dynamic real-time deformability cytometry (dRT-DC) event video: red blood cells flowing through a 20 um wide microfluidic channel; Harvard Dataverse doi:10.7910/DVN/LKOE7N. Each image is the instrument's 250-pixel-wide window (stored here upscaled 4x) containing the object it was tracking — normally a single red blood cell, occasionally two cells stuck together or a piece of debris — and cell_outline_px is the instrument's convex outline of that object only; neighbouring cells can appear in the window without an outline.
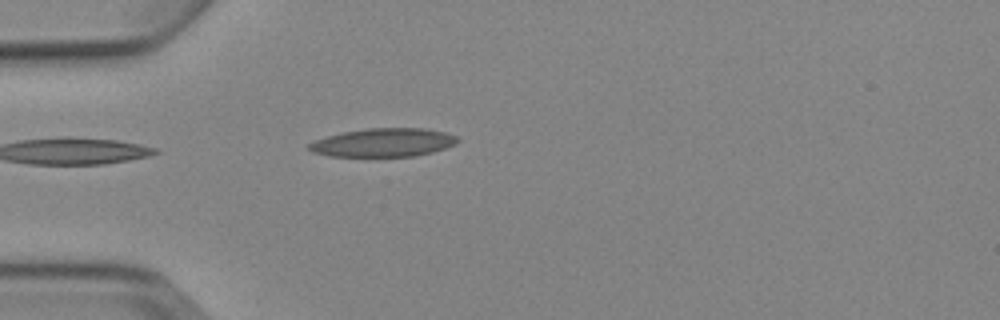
{"species": "Egyptian fruit bat (a non-hibernating species)", "species_latin": "Rousettus aegyptiacus", "temperature_condition": "cold", "stored_images_in_passage": 1, "camera_frame_rate_fps": 3000, "um_per_image_px": 0.085, "animal": {"sex": "female"}, "frame": {"image": 1, "passage_image": 1, "time_ms": 0.0, "image_size_px": [1000, 320], "cell_outline_px": [[460, 140], [456, 144], [432, 152], [416, 156], [328, 156], [312, 152], [308, 148], [308, 144], [316, 140], [328, 136], [344, 132], [368, 128], [424, 128], [444, 132], [456, 136]], "centroid_in_image_um": [32.6, 12.12], "position_along_channel_um": 52.4, "area_um2": 24.51}}